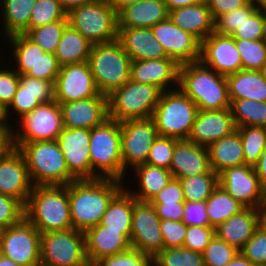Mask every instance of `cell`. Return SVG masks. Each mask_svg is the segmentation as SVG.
Wrapping results in <instances>:
<instances>
[{"label": "cell", "mask_w": 266, "mask_h": 266, "mask_svg": "<svg viewBox=\"0 0 266 266\" xmlns=\"http://www.w3.org/2000/svg\"><path fill=\"white\" fill-rule=\"evenodd\" d=\"M173 89L163 91L152 119L159 136L187 140L199 110L179 88Z\"/></svg>", "instance_id": "7"}, {"label": "cell", "mask_w": 266, "mask_h": 266, "mask_svg": "<svg viewBox=\"0 0 266 266\" xmlns=\"http://www.w3.org/2000/svg\"><path fill=\"white\" fill-rule=\"evenodd\" d=\"M178 86L198 110L230 108L226 77L210 70L200 61L180 65Z\"/></svg>", "instance_id": "3"}, {"label": "cell", "mask_w": 266, "mask_h": 266, "mask_svg": "<svg viewBox=\"0 0 266 266\" xmlns=\"http://www.w3.org/2000/svg\"><path fill=\"white\" fill-rule=\"evenodd\" d=\"M151 203H185L180 181L172 178Z\"/></svg>", "instance_id": "58"}, {"label": "cell", "mask_w": 266, "mask_h": 266, "mask_svg": "<svg viewBox=\"0 0 266 266\" xmlns=\"http://www.w3.org/2000/svg\"><path fill=\"white\" fill-rule=\"evenodd\" d=\"M169 19L200 42L214 32V20L205 2L169 11Z\"/></svg>", "instance_id": "29"}, {"label": "cell", "mask_w": 266, "mask_h": 266, "mask_svg": "<svg viewBox=\"0 0 266 266\" xmlns=\"http://www.w3.org/2000/svg\"><path fill=\"white\" fill-rule=\"evenodd\" d=\"M20 122L21 131L13 130L14 144L56 141L58 134L64 128L61 108L55 100L35 107L31 112L23 115Z\"/></svg>", "instance_id": "12"}, {"label": "cell", "mask_w": 266, "mask_h": 266, "mask_svg": "<svg viewBox=\"0 0 266 266\" xmlns=\"http://www.w3.org/2000/svg\"><path fill=\"white\" fill-rule=\"evenodd\" d=\"M242 22L243 7L217 17L214 20V32L221 35L232 36Z\"/></svg>", "instance_id": "57"}, {"label": "cell", "mask_w": 266, "mask_h": 266, "mask_svg": "<svg viewBox=\"0 0 266 266\" xmlns=\"http://www.w3.org/2000/svg\"><path fill=\"white\" fill-rule=\"evenodd\" d=\"M9 125L7 123L6 109L0 104V126Z\"/></svg>", "instance_id": "68"}, {"label": "cell", "mask_w": 266, "mask_h": 266, "mask_svg": "<svg viewBox=\"0 0 266 266\" xmlns=\"http://www.w3.org/2000/svg\"><path fill=\"white\" fill-rule=\"evenodd\" d=\"M266 211L245 208L215 228V235L240 251L262 223Z\"/></svg>", "instance_id": "23"}, {"label": "cell", "mask_w": 266, "mask_h": 266, "mask_svg": "<svg viewBox=\"0 0 266 266\" xmlns=\"http://www.w3.org/2000/svg\"><path fill=\"white\" fill-rule=\"evenodd\" d=\"M24 218V205L17 199L0 193V230L19 223Z\"/></svg>", "instance_id": "51"}, {"label": "cell", "mask_w": 266, "mask_h": 266, "mask_svg": "<svg viewBox=\"0 0 266 266\" xmlns=\"http://www.w3.org/2000/svg\"><path fill=\"white\" fill-rule=\"evenodd\" d=\"M2 14L6 37L25 34L29 30V21L36 0H2Z\"/></svg>", "instance_id": "36"}, {"label": "cell", "mask_w": 266, "mask_h": 266, "mask_svg": "<svg viewBox=\"0 0 266 266\" xmlns=\"http://www.w3.org/2000/svg\"><path fill=\"white\" fill-rule=\"evenodd\" d=\"M153 266H204L201 252L184 247L164 248L153 258Z\"/></svg>", "instance_id": "44"}, {"label": "cell", "mask_w": 266, "mask_h": 266, "mask_svg": "<svg viewBox=\"0 0 266 266\" xmlns=\"http://www.w3.org/2000/svg\"><path fill=\"white\" fill-rule=\"evenodd\" d=\"M160 231L163 235L164 248L182 247L187 226L182 221L160 219Z\"/></svg>", "instance_id": "54"}, {"label": "cell", "mask_w": 266, "mask_h": 266, "mask_svg": "<svg viewBox=\"0 0 266 266\" xmlns=\"http://www.w3.org/2000/svg\"><path fill=\"white\" fill-rule=\"evenodd\" d=\"M133 216V196L126 187L111 201L100 221L106 230L122 231L129 239Z\"/></svg>", "instance_id": "35"}, {"label": "cell", "mask_w": 266, "mask_h": 266, "mask_svg": "<svg viewBox=\"0 0 266 266\" xmlns=\"http://www.w3.org/2000/svg\"><path fill=\"white\" fill-rule=\"evenodd\" d=\"M235 43L241 56L242 69L260 71L266 62V39H235Z\"/></svg>", "instance_id": "45"}, {"label": "cell", "mask_w": 266, "mask_h": 266, "mask_svg": "<svg viewBox=\"0 0 266 266\" xmlns=\"http://www.w3.org/2000/svg\"><path fill=\"white\" fill-rule=\"evenodd\" d=\"M11 45L14 46L13 56L17 62V68L14 69L19 75H26L34 67L38 59L45 51L25 34H17L8 38Z\"/></svg>", "instance_id": "41"}, {"label": "cell", "mask_w": 266, "mask_h": 266, "mask_svg": "<svg viewBox=\"0 0 266 266\" xmlns=\"http://www.w3.org/2000/svg\"><path fill=\"white\" fill-rule=\"evenodd\" d=\"M159 224L160 218L152 203L139 201L133 197L131 248L154 258L164 249L163 235Z\"/></svg>", "instance_id": "15"}, {"label": "cell", "mask_w": 266, "mask_h": 266, "mask_svg": "<svg viewBox=\"0 0 266 266\" xmlns=\"http://www.w3.org/2000/svg\"><path fill=\"white\" fill-rule=\"evenodd\" d=\"M40 266H91L86 255L84 232L70 228L42 233Z\"/></svg>", "instance_id": "10"}, {"label": "cell", "mask_w": 266, "mask_h": 266, "mask_svg": "<svg viewBox=\"0 0 266 266\" xmlns=\"http://www.w3.org/2000/svg\"><path fill=\"white\" fill-rule=\"evenodd\" d=\"M24 217L41 234L72 228L67 185L33 186Z\"/></svg>", "instance_id": "2"}, {"label": "cell", "mask_w": 266, "mask_h": 266, "mask_svg": "<svg viewBox=\"0 0 266 266\" xmlns=\"http://www.w3.org/2000/svg\"><path fill=\"white\" fill-rule=\"evenodd\" d=\"M14 149L13 128L9 125L0 126V158Z\"/></svg>", "instance_id": "61"}, {"label": "cell", "mask_w": 266, "mask_h": 266, "mask_svg": "<svg viewBox=\"0 0 266 266\" xmlns=\"http://www.w3.org/2000/svg\"><path fill=\"white\" fill-rule=\"evenodd\" d=\"M131 61L118 40L93 44L88 63L101 94L109 96L130 80Z\"/></svg>", "instance_id": "5"}, {"label": "cell", "mask_w": 266, "mask_h": 266, "mask_svg": "<svg viewBox=\"0 0 266 266\" xmlns=\"http://www.w3.org/2000/svg\"><path fill=\"white\" fill-rule=\"evenodd\" d=\"M59 106L63 127L66 129H92L109 118L108 96H94L61 103Z\"/></svg>", "instance_id": "20"}, {"label": "cell", "mask_w": 266, "mask_h": 266, "mask_svg": "<svg viewBox=\"0 0 266 266\" xmlns=\"http://www.w3.org/2000/svg\"><path fill=\"white\" fill-rule=\"evenodd\" d=\"M52 100H54V82L19 75V85L12 103L6 109V116H9L11 112L9 108L10 110L12 108L21 118L40 104Z\"/></svg>", "instance_id": "26"}, {"label": "cell", "mask_w": 266, "mask_h": 266, "mask_svg": "<svg viewBox=\"0 0 266 266\" xmlns=\"http://www.w3.org/2000/svg\"><path fill=\"white\" fill-rule=\"evenodd\" d=\"M117 40L132 61L169 58L151 28H118Z\"/></svg>", "instance_id": "28"}, {"label": "cell", "mask_w": 266, "mask_h": 266, "mask_svg": "<svg viewBox=\"0 0 266 266\" xmlns=\"http://www.w3.org/2000/svg\"><path fill=\"white\" fill-rule=\"evenodd\" d=\"M68 20H58L37 28H30L25 35L45 52L55 54Z\"/></svg>", "instance_id": "43"}, {"label": "cell", "mask_w": 266, "mask_h": 266, "mask_svg": "<svg viewBox=\"0 0 266 266\" xmlns=\"http://www.w3.org/2000/svg\"><path fill=\"white\" fill-rule=\"evenodd\" d=\"M14 148L23 155L33 186L68 185L76 181L57 141L14 144Z\"/></svg>", "instance_id": "4"}, {"label": "cell", "mask_w": 266, "mask_h": 266, "mask_svg": "<svg viewBox=\"0 0 266 266\" xmlns=\"http://www.w3.org/2000/svg\"><path fill=\"white\" fill-rule=\"evenodd\" d=\"M177 141L178 139L175 138L158 135L150 148L146 164L170 170L173 150Z\"/></svg>", "instance_id": "49"}, {"label": "cell", "mask_w": 266, "mask_h": 266, "mask_svg": "<svg viewBox=\"0 0 266 266\" xmlns=\"http://www.w3.org/2000/svg\"><path fill=\"white\" fill-rule=\"evenodd\" d=\"M249 0H206L213 20L233 10L246 6Z\"/></svg>", "instance_id": "59"}, {"label": "cell", "mask_w": 266, "mask_h": 266, "mask_svg": "<svg viewBox=\"0 0 266 266\" xmlns=\"http://www.w3.org/2000/svg\"><path fill=\"white\" fill-rule=\"evenodd\" d=\"M260 72H261L263 78L266 80V62L261 67Z\"/></svg>", "instance_id": "70"}, {"label": "cell", "mask_w": 266, "mask_h": 266, "mask_svg": "<svg viewBox=\"0 0 266 266\" xmlns=\"http://www.w3.org/2000/svg\"><path fill=\"white\" fill-rule=\"evenodd\" d=\"M142 0H108V3L113 7L117 14L124 8L138 3Z\"/></svg>", "instance_id": "65"}, {"label": "cell", "mask_w": 266, "mask_h": 266, "mask_svg": "<svg viewBox=\"0 0 266 266\" xmlns=\"http://www.w3.org/2000/svg\"><path fill=\"white\" fill-rule=\"evenodd\" d=\"M163 0H142L122 9L118 14V28H151L168 18Z\"/></svg>", "instance_id": "30"}, {"label": "cell", "mask_w": 266, "mask_h": 266, "mask_svg": "<svg viewBox=\"0 0 266 266\" xmlns=\"http://www.w3.org/2000/svg\"><path fill=\"white\" fill-rule=\"evenodd\" d=\"M93 44L79 31L67 24L55 51L58 64H78L88 61Z\"/></svg>", "instance_id": "33"}, {"label": "cell", "mask_w": 266, "mask_h": 266, "mask_svg": "<svg viewBox=\"0 0 266 266\" xmlns=\"http://www.w3.org/2000/svg\"><path fill=\"white\" fill-rule=\"evenodd\" d=\"M199 61L216 73L228 76L242 70V60L235 39L211 33L201 42Z\"/></svg>", "instance_id": "18"}, {"label": "cell", "mask_w": 266, "mask_h": 266, "mask_svg": "<svg viewBox=\"0 0 266 266\" xmlns=\"http://www.w3.org/2000/svg\"><path fill=\"white\" fill-rule=\"evenodd\" d=\"M58 20H68L67 12L58 0H36L30 16L29 29Z\"/></svg>", "instance_id": "46"}, {"label": "cell", "mask_w": 266, "mask_h": 266, "mask_svg": "<svg viewBox=\"0 0 266 266\" xmlns=\"http://www.w3.org/2000/svg\"><path fill=\"white\" fill-rule=\"evenodd\" d=\"M163 1L165 2L168 11H171L184 6L203 3L206 0H163Z\"/></svg>", "instance_id": "63"}, {"label": "cell", "mask_w": 266, "mask_h": 266, "mask_svg": "<svg viewBox=\"0 0 266 266\" xmlns=\"http://www.w3.org/2000/svg\"><path fill=\"white\" fill-rule=\"evenodd\" d=\"M59 71L60 65L55 54L45 52L26 75L55 83Z\"/></svg>", "instance_id": "53"}, {"label": "cell", "mask_w": 266, "mask_h": 266, "mask_svg": "<svg viewBox=\"0 0 266 266\" xmlns=\"http://www.w3.org/2000/svg\"><path fill=\"white\" fill-rule=\"evenodd\" d=\"M257 8L266 9V0H249Z\"/></svg>", "instance_id": "69"}, {"label": "cell", "mask_w": 266, "mask_h": 266, "mask_svg": "<svg viewBox=\"0 0 266 266\" xmlns=\"http://www.w3.org/2000/svg\"><path fill=\"white\" fill-rule=\"evenodd\" d=\"M19 85V74L15 70H0V104L7 109L12 103Z\"/></svg>", "instance_id": "55"}, {"label": "cell", "mask_w": 266, "mask_h": 266, "mask_svg": "<svg viewBox=\"0 0 266 266\" xmlns=\"http://www.w3.org/2000/svg\"><path fill=\"white\" fill-rule=\"evenodd\" d=\"M235 130L236 126L230 108L199 110L187 140L208 147Z\"/></svg>", "instance_id": "22"}, {"label": "cell", "mask_w": 266, "mask_h": 266, "mask_svg": "<svg viewBox=\"0 0 266 266\" xmlns=\"http://www.w3.org/2000/svg\"><path fill=\"white\" fill-rule=\"evenodd\" d=\"M211 169L208 149L189 140H178L173 150L170 171L175 179L207 173Z\"/></svg>", "instance_id": "25"}, {"label": "cell", "mask_w": 266, "mask_h": 266, "mask_svg": "<svg viewBox=\"0 0 266 266\" xmlns=\"http://www.w3.org/2000/svg\"><path fill=\"white\" fill-rule=\"evenodd\" d=\"M123 177L129 165L134 168L146 163L151 146L158 137L152 118L126 120L120 123Z\"/></svg>", "instance_id": "14"}, {"label": "cell", "mask_w": 266, "mask_h": 266, "mask_svg": "<svg viewBox=\"0 0 266 266\" xmlns=\"http://www.w3.org/2000/svg\"><path fill=\"white\" fill-rule=\"evenodd\" d=\"M91 266H153V258L149 254L130 248L125 252L100 258Z\"/></svg>", "instance_id": "48"}, {"label": "cell", "mask_w": 266, "mask_h": 266, "mask_svg": "<svg viewBox=\"0 0 266 266\" xmlns=\"http://www.w3.org/2000/svg\"><path fill=\"white\" fill-rule=\"evenodd\" d=\"M225 266H256L240 252Z\"/></svg>", "instance_id": "66"}, {"label": "cell", "mask_w": 266, "mask_h": 266, "mask_svg": "<svg viewBox=\"0 0 266 266\" xmlns=\"http://www.w3.org/2000/svg\"><path fill=\"white\" fill-rule=\"evenodd\" d=\"M239 251L214 235L208 246L202 252L204 266H225Z\"/></svg>", "instance_id": "47"}, {"label": "cell", "mask_w": 266, "mask_h": 266, "mask_svg": "<svg viewBox=\"0 0 266 266\" xmlns=\"http://www.w3.org/2000/svg\"><path fill=\"white\" fill-rule=\"evenodd\" d=\"M62 8L68 13L75 7L92 3L95 0H58Z\"/></svg>", "instance_id": "64"}, {"label": "cell", "mask_w": 266, "mask_h": 266, "mask_svg": "<svg viewBox=\"0 0 266 266\" xmlns=\"http://www.w3.org/2000/svg\"><path fill=\"white\" fill-rule=\"evenodd\" d=\"M262 224L266 227V214L263 217Z\"/></svg>", "instance_id": "71"}, {"label": "cell", "mask_w": 266, "mask_h": 266, "mask_svg": "<svg viewBox=\"0 0 266 266\" xmlns=\"http://www.w3.org/2000/svg\"><path fill=\"white\" fill-rule=\"evenodd\" d=\"M230 110L236 128L242 126L266 128V101L230 99Z\"/></svg>", "instance_id": "38"}, {"label": "cell", "mask_w": 266, "mask_h": 266, "mask_svg": "<svg viewBox=\"0 0 266 266\" xmlns=\"http://www.w3.org/2000/svg\"><path fill=\"white\" fill-rule=\"evenodd\" d=\"M89 151L92 171L99 178L123 180L120 122L108 118L90 129Z\"/></svg>", "instance_id": "6"}, {"label": "cell", "mask_w": 266, "mask_h": 266, "mask_svg": "<svg viewBox=\"0 0 266 266\" xmlns=\"http://www.w3.org/2000/svg\"><path fill=\"white\" fill-rule=\"evenodd\" d=\"M256 266H266V227L261 223L239 251Z\"/></svg>", "instance_id": "50"}, {"label": "cell", "mask_w": 266, "mask_h": 266, "mask_svg": "<svg viewBox=\"0 0 266 266\" xmlns=\"http://www.w3.org/2000/svg\"><path fill=\"white\" fill-rule=\"evenodd\" d=\"M101 94L95 84L88 61L60 66L54 83V100L61 104Z\"/></svg>", "instance_id": "16"}, {"label": "cell", "mask_w": 266, "mask_h": 266, "mask_svg": "<svg viewBox=\"0 0 266 266\" xmlns=\"http://www.w3.org/2000/svg\"><path fill=\"white\" fill-rule=\"evenodd\" d=\"M152 205L160 219L182 221L184 203H152Z\"/></svg>", "instance_id": "60"}, {"label": "cell", "mask_w": 266, "mask_h": 266, "mask_svg": "<svg viewBox=\"0 0 266 266\" xmlns=\"http://www.w3.org/2000/svg\"><path fill=\"white\" fill-rule=\"evenodd\" d=\"M151 30L169 58L179 65L199 61L201 42L177 27L169 17L152 26Z\"/></svg>", "instance_id": "19"}, {"label": "cell", "mask_w": 266, "mask_h": 266, "mask_svg": "<svg viewBox=\"0 0 266 266\" xmlns=\"http://www.w3.org/2000/svg\"><path fill=\"white\" fill-rule=\"evenodd\" d=\"M211 169L218 175L227 168L245 164L238 130L211 143L208 147Z\"/></svg>", "instance_id": "31"}, {"label": "cell", "mask_w": 266, "mask_h": 266, "mask_svg": "<svg viewBox=\"0 0 266 266\" xmlns=\"http://www.w3.org/2000/svg\"><path fill=\"white\" fill-rule=\"evenodd\" d=\"M180 65L172 58L131 61L130 80L147 83L168 91V85L177 83ZM167 88V89H166Z\"/></svg>", "instance_id": "24"}, {"label": "cell", "mask_w": 266, "mask_h": 266, "mask_svg": "<svg viewBox=\"0 0 266 266\" xmlns=\"http://www.w3.org/2000/svg\"><path fill=\"white\" fill-rule=\"evenodd\" d=\"M162 93L157 86L129 80L108 96L109 118L120 123L152 118Z\"/></svg>", "instance_id": "8"}, {"label": "cell", "mask_w": 266, "mask_h": 266, "mask_svg": "<svg viewBox=\"0 0 266 266\" xmlns=\"http://www.w3.org/2000/svg\"><path fill=\"white\" fill-rule=\"evenodd\" d=\"M219 185L245 208L266 211V189L253 166L244 164L225 169L219 174Z\"/></svg>", "instance_id": "13"}, {"label": "cell", "mask_w": 266, "mask_h": 266, "mask_svg": "<svg viewBox=\"0 0 266 266\" xmlns=\"http://www.w3.org/2000/svg\"><path fill=\"white\" fill-rule=\"evenodd\" d=\"M64 155L69 173L76 180H94L99 177L92 171L90 162V129L63 128L56 140Z\"/></svg>", "instance_id": "17"}, {"label": "cell", "mask_w": 266, "mask_h": 266, "mask_svg": "<svg viewBox=\"0 0 266 266\" xmlns=\"http://www.w3.org/2000/svg\"><path fill=\"white\" fill-rule=\"evenodd\" d=\"M86 255L90 265L100 258L122 253L131 248L130 239L122 231L106 230L100 224L84 232Z\"/></svg>", "instance_id": "27"}, {"label": "cell", "mask_w": 266, "mask_h": 266, "mask_svg": "<svg viewBox=\"0 0 266 266\" xmlns=\"http://www.w3.org/2000/svg\"><path fill=\"white\" fill-rule=\"evenodd\" d=\"M214 235L215 228L211 226H187L182 247L202 253Z\"/></svg>", "instance_id": "52"}, {"label": "cell", "mask_w": 266, "mask_h": 266, "mask_svg": "<svg viewBox=\"0 0 266 266\" xmlns=\"http://www.w3.org/2000/svg\"><path fill=\"white\" fill-rule=\"evenodd\" d=\"M117 179L76 180L67 185L74 230L85 232L100 224L111 201L124 189Z\"/></svg>", "instance_id": "1"}, {"label": "cell", "mask_w": 266, "mask_h": 266, "mask_svg": "<svg viewBox=\"0 0 266 266\" xmlns=\"http://www.w3.org/2000/svg\"><path fill=\"white\" fill-rule=\"evenodd\" d=\"M234 39H266V9L257 8L252 3L243 7V22L232 34Z\"/></svg>", "instance_id": "40"}, {"label": "cell", "mask_w": 266, "mask_h": 266, "mask_svg": "<svg viewBox=\"0 0 266 266\" xmlns=\"http://www.w3.org/2000/svg\"><path fill=\"white\" fill-rule=\"evenodd\" d=\"M68 24L79 31L92 44L108 43L118 38L117 12L108 0L73 8L67 13Z\"/></svg>", "instance_id": "9"}, {"label": "cell", "mask_w": 266, "mask_h": 266, "mask_svg": "<svg viewBox=\"0 0 266 266\" xmlns=\"http://www.w3.org/2000/svg\"><path fill=\"white\" fill-rule=\"evenodd\" d=\"M139 181L138 191L131 192L126 189L136 200L150 202L173 178L171 171L166 168L140 164L133 168Z\"/></svg>", "instance_id": "34"}, {"label": "cell", "mask_w": 266, "mask_h": 266, "mask_svg": "<svg viewBox=\"0 0 266 266\" xmlns=\"http://www.w3.org/2000/svg\"><path fill=\"white\" fill-rule=\"evenodd\" d=\"M41 233L24 217L1 230L0 254L20 266H40Z\"/></svg>", "instance_id": "11"}, {"label": "cell", "mask_w": 266, "mask_h": 266, "mask_svg": "<svg viewBox=\"0 0 266 266\" xmlns=\"http://www.w3.org/2000/svg\"><path fill=\"white\" fill-rule=\"evenodd\" d=\"M236 129L240 134L245 164L253 166L266 146V128L242 126Z\"/></svg>", "instance_id": "42"}, {"label": "cell", "mask_w": 266, "mask_h": 266, "mask_svg": "<svg viewBox=\"0 0 266 266\" xmlns=\"http://www.w3.org/2000/svg\"><path fill=\"white\" fill-rule=\"evenodd\" d=\"M262 186L266 189V146L259 157V160L253 165Z\"/></svg>", "instance_id": "62"}, {"label": "cell", "mask_w": 266, "mask_h": 266, "mask_svg": "<svg viewBox=\"0 0 266 266\" xmlns=\"http://www.w3.org/2000/svg\"><path fill=\"white\" fill-rule=\"evenodd\" d=\"M210 226L216 228L230 217L239 214L245 207L220 185L205 201Z\"/></svg>", "instance_id": "37"}, {"label": "cell", "mask_w": 266, "mask_h": 266, "mask_svg": "<svg viewBox=\"0 0 266 266\" xmlns=\"http://www.w3.org/2000/svg\"><path fill=\"white\" fill-rule=\"evenodd\" d=\"M185 201H206L219 185V175L210 169L207 173L179 179Z\"/></svg>", "instance_id": "39"}, {"label": "cell", "mask_w": 266, "mask_h": 266, "mask_svg": "<svg viewBox=\"0 0 266 266\" xmlns=\"http://www.w3.org/2000/svg\"><path fill=\"white\" fill-rule=\"evenodd\" d=\"M182 222L186 226H210L205 201H185Z\"/></svg>", "instance_id": "56"}, {"label": "cell", "mask_w": 266, "mask_h": 266, "mask_svg": "<svg viewBox=\"0 0 266 266\" xmlns=\"http://www.w3.org/2000/svg\"><path fill=\"white\" fill-rule=\"evenodd\" d=\"M0 266H20L18 264H16L14 261H12L11 259L2 256L0 254Z\"/></svg>", "instance_id": "67"}, {"label": "cell", "mask_w": 266, "mask_h": 266, "mask_svg": "<svg viewBox=\"0 0 266 266\" xmlns=\"http://www.w3.org/2000/svg\"><path fill=\"white\" fill-rule=\"evenodd\" d=\"M229 99L266 101V80L260 71L240 70L226 76Z\"/></svg>", "instance_id": "32"}, {"label": "cell", "mask_w": 266, "mask_h": 266, "mask_svg": "<svg viewBox=\"0 0 266 266\" xmlns=\"http://www.w3.org/2000/svg\"><path fill=\"white\" fill-rule=\"evenodd\" d=\"M32 188L25 159L14 148L0 158V193L19 200L25 206Z\"/></svg>", "instance_id": "21"}]
</instances>
